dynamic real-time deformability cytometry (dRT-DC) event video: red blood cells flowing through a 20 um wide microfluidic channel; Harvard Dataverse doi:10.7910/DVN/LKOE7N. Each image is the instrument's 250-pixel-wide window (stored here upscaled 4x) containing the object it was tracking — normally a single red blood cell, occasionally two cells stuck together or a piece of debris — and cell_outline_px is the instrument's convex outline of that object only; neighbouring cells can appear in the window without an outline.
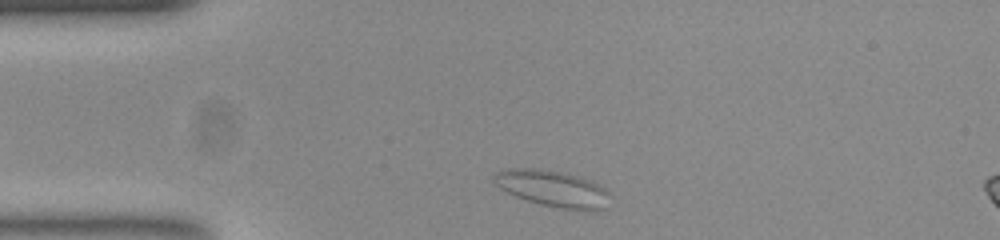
{"species": "common noctule bat (a hibernating species)", "species_latin": "Nyctalus noctula", "temperature_condition": "room temperature", "stored_images_in_passage": 46, "segment_of_instrument_passage": [1, 2], "camera_frame_rate_fps": 3000, "um_per_image_px": 0.085, "animal": {"sex": "female", "body_mass_g": 23.0, "forearm_length_mm": 53.4}, "frame": {"image": 1, "passage_image": 2, "time_ms": 0.333, "image_size_px": [1000, 240], "cell_outline_px": [[608, 192], [604, 208], [592, 212], [580, 212], [540, 204], [516, 196], [500, 188], [496, 184], [496, 176], [500, 172], [528, 168], [556, 172], [572, 176], [596, 184], [604, 188]], "centroid_in_image_um": [47.04, 16.11], "position_along_channel_um": 38.0, "area_um2": 23.35}}
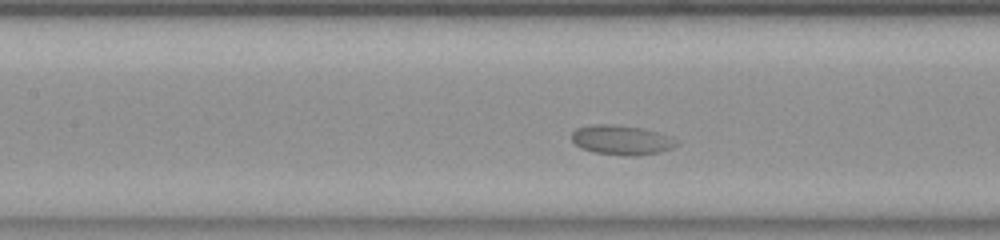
{"frame": {"image": 2, "passage_image": 14, "time_ms": 4.333, "image_size_px": [1000, 240], "cell_outline_px": [[680, 144], [672, 148], [660, 152], [636, 156], [624, 156], [596, 152], [580, 148], [572, 140], [572, 132], [576, 128], [596, 124], [608, 124], [640, 128], [672, 136]], "centroid_in_image_um": [52.85, 11.91], "position_along_channel_um": 154.5, "area_um2": 18.03}}
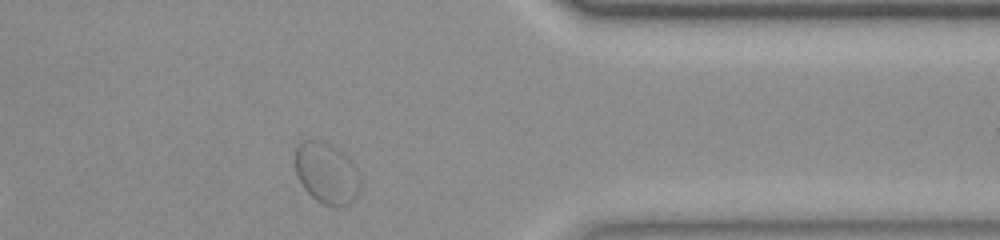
{"frame": {"image": 3, "passage_image": 34, "time_ms": 11.0, "image_size_px": [1000, 240], "cell_outline_px": [[360, 184], [356, 196], [348, 204], [336, 208], [332, 208], [316, 200], [304, 188], [296, 172], [296, 148], [304, 140], [316, 140], [328, 144], [340, 152], [348, 160], [360, 180]], "centroid_in_image_um": [27.73, 14.77], "position_along_channel_um": 383.7, "area_um2": 22.37}}